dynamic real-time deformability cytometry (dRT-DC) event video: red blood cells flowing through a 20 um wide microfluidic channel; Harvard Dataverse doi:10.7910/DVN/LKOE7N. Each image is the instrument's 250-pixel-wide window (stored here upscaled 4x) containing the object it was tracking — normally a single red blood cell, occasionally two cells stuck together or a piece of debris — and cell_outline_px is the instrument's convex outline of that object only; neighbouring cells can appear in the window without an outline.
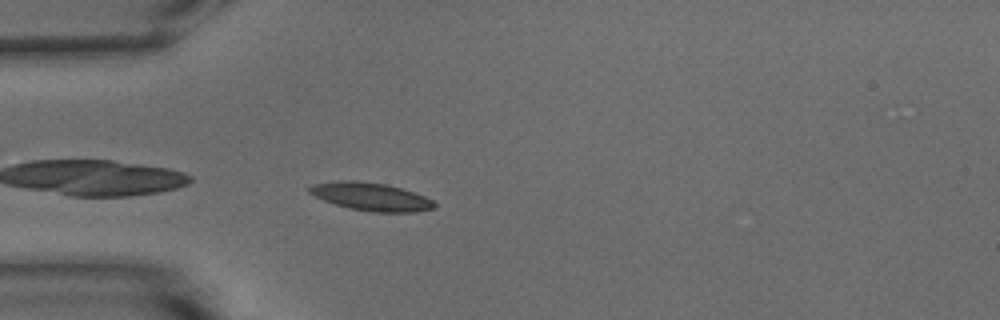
{"species": "common noctule bat (a hibernating species)", "species_latin": "Nyctalus noctula", "temperature_condition": "warm", "stored_images_in_passage": 40, "camera_frame_rate_fps": 3000, "um_per_image_px": 0.085, "animal": {"sex": "male", "body_mass_g": 15.6}, "frame": {"image": 1, "passage_image": 1, "time_ms": 0.0, "image_size_px": [1000, 320], "cell_outline_px": [[436, 208], [416, 212], [372, 212], [348, 208], [324, 200], [308, 192], [308, 188], [316, 184], [336, 180], [356, 180], [388, 184], [424, 196], [432, 200], [436, 204]], "centroid_in_image_um": [31.55, 16.71], "position_along_channel_um": 53.4, "area_um2": 20.35}}
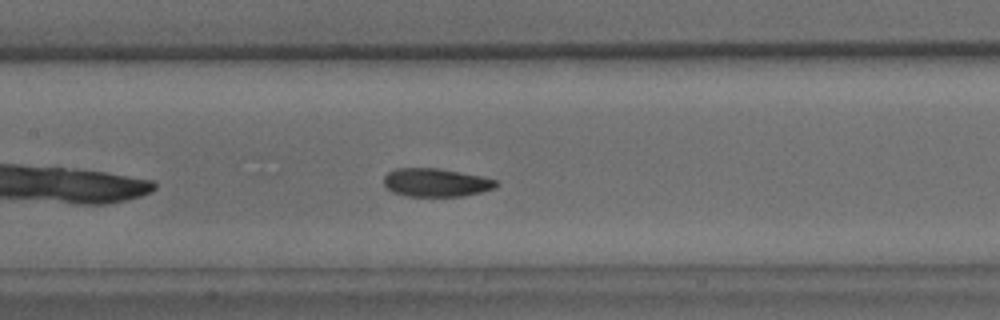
{"frame": {"image": 2, "passage_image": 11, "time_ms": 3.333, "image_size_px": [1000, 320], "cell_outline_px": [[500, 184], [496, 188], [464, 196], [404, 196], [392, 192], [384, 184], [384, 176], [388, 172], [396, 168], [436, 168], [480, 176], [496, 180]], "centroid_in_image_um": [37.05, 15.52], "position_along_channel_um": 170.4, "area_um2": 18.5}}
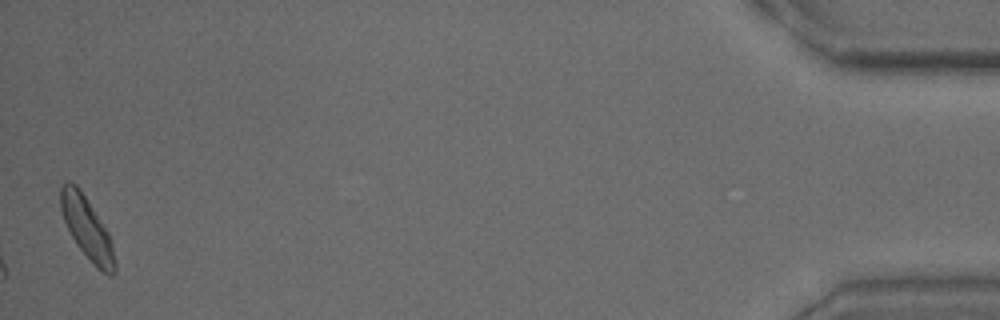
{"frame": {"image": 3, "passage_image": 39, "time_ms": 12.667, "image_size_px": [1000, 320], "cell_outline_px": [[116, 272], [112, 276], [108, 276], [96, 268], [76, 244], [64, 220], [60, 208], [60, 188], [68, 180], [76, 184], [80, 188], [108, 232], [116, 264]], "centroid_in_image_um": [7.39, 19.42], "position_along_channel_um": 427.8, "area_um2": 19.42}, "authors_computed_cell_mechanics": {"area_um2": 19.0451, "velocity_mm_per_s": 3.7253, "shape_relaxation_time_tau1_ms": 3.2187, "shape_relaxation_time_tau2_ms": 1.6296, "deformation_change_tau1": 0.101, "deformation_change_tau2": 0.0669}}